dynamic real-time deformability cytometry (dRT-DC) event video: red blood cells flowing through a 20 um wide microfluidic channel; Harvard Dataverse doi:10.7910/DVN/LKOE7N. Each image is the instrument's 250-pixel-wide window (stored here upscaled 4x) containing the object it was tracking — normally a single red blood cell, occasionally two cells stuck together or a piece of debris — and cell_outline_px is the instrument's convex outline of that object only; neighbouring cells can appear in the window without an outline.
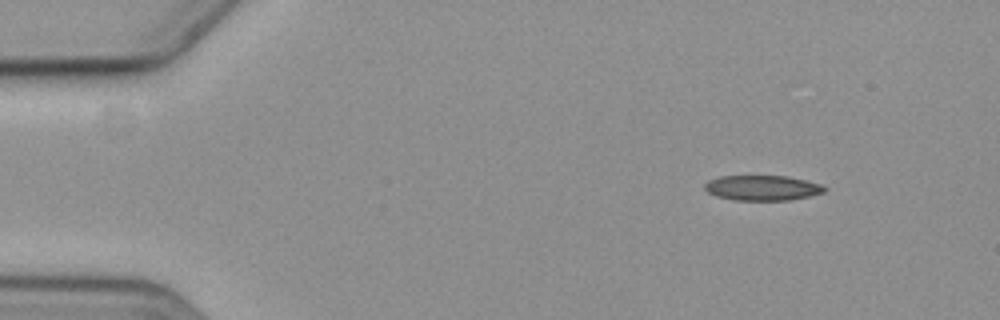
{"species": "common noctule bat (a hibernating species)", "species_latin": "Nyctalus noctula", "temperature_condition": "cold", "stored_images_in_passage": 5, "camera_frame_rate_fps": 3000, "um_per_image_px": 0.085, "animal": {"sex": "female", "body_mass_g": 19.3, "forearm_length_mm": 54.1}, "frame": {"image": 1, "passage_image": 1, "time_ms": 0.0, "image_size_px": [1000, 320], "cell_outline_px": [[828, 188], [824, 192], [808, 196], [788, 200], [736, 200], [716, 196], [708, 192], [704, 188], [704, 184], [708, 180], [720, 176], [788, 176], [820, 184]], "centroid_in_image_um": [64.78, 15.96], "position_along_channel_um": 20.2, "area_um2": 17.46}}
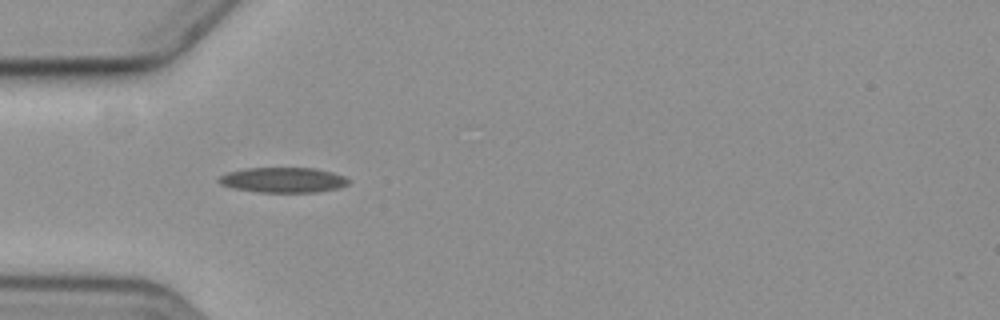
{"frame": {"image": 2, "passage_image": 4, "time_ms": 3.667, "image_size_px": [1000, 320], "cell_outline_px": [[348, 184], [336, 188], [316, 192], [260, 192], [232, 188], [220, 184], [216, 180], [220, 176], [228, 172], [244, 168], [316, 168], [332, 172], [344, 176], [348, 180]], "centroid_in_image_um": [24.02, 15.29], "position_along_channel_um": 61.0, "area_um2": 18.96}}
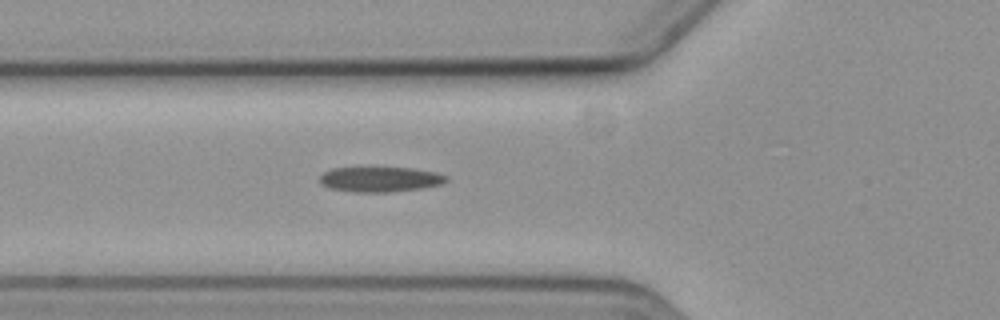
{"frame": {"image": 3, "passage_image": 5, "time_ms": 4.667, "image_size_px": [1000, 320], "cell_outline_px": [[448, 180], [440, 184], [424, 188], [388, 192], [352, 192], [328, 188], [320, 184], [320, 176], [324, 172], [332, 168], [368, 164], [412, 168], [436, 172], [448, 176]], "centroid_in_image_um": [32.25, 15.18], "position_along_channel_um": 93.5, "area_um2": 19.71}}